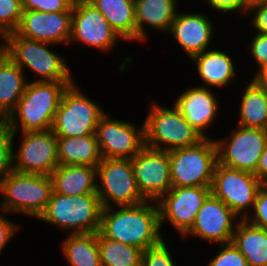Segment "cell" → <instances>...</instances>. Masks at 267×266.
Instances as JSON below:
<instances>
[{
  "mask_svg": "<svg viewBox=\"0 0 267 266\" xmlns=\"http://www.w3.org/2000/svg\"><path fill=\"white\" fill-rule=\"evenodd\" d=\"M102 209L99 232L111 240L143 251L163 240L156 201ZM119 208V209H118Z\"/></svg>",
  "mask_w": 267,
  "mask_h": 266,
  "instance_id": "obj_1",
  "label": "cell"
},
{
  "mask_svg": "<svg viewBox=\"0 0 267 266\" xmlns=\"http://www.w3.org/2000/svg\"><path fill=\"white\" fill-rule=\"evenodd\" d=\"M74 81H28L16 109L8 116L7 124L14 134L50 130L63 92Z\"/></svg>",
  "mask_w": 267,
  "mask_h": 266,
  "instance_id": "obj_2",
  "label": "cell"
},
{
  "mask_svg": "<svg viewBox=\"0 0 267 266\" xmlns=\"http://www.w3.org/2000/svg\"><path fill=\"white\" fill-rule=\"evenodd\" d=\"M51 176L12 170L0 181V208L35 218L46 209L53 193Z\"/></svg>",
  "mask_w": 267,
  "mask_h": 266,
  "instance_id": "obj_3",
  "label": "cell"
},
{
  "mask_svg": "<svg viewBox=\"0 0 267 266\" xmlns=\"http://www.w3.org/2000/svg\"><path fill=\"white\" fill-rule=\"evenodd\" d=\"M102 205L98 194L60 195L53 191L38 220L52 224L70 234L99 231Z\"/></svg>",
  "mask_w": 267,
  "mask_h": 266,
  "instance_id": "obj_4",
  "label": "cell"
},
{
  "mask_svg": "<svg viewBox=\"0 0 267 266\" xmlns=\"http://www.w3.org/2000/svg\"><path fill=\"white\" fill-rule=\"evenodd\" d=\"M150 105L143 122L146 147L171 151L196 145L203 139L175 105L172 109L154 101Z\"/></svg>",
  "mask_w": 267,
  "mask_h": 266,
  "instance_id": "obj_5",
  "label": "cell"
},
{
  "mask_svg": "<svg viewBox=\"0 0 267 266\" xmlns=\"http://www.w3.org/2000/svg\"><path fill=\"white\" fill-rule=\"evenodd\" d=\"M6 54L23 70L35 72V82L74 81L63 56L49 50L50 43L29 39L12 32L7 35Z\"/></svg>",
  "mask_w": 267,
  "mask_h": 266,
  "instance_id": "obj_6",
  "label": "cell"
},
{
  "mask_svg": "<svg viewBox=\"0 0 267 266\" xmlns=\"http://www.w3.org/2000/svg\"><path fill=\"white\" fill-rule=\"evenodd\" d=\"M169 153L172 187H211L218 163L213 138H203L196 145L178 148Z\"/></svg>",
  "mask_w": 267,
  "mask_h": 266,
  "instance_id": "obj_7",
  "label": "cell"
},
{
  "mask_svg": "<svg viewBox=\"0 0 267 266\" xmlns=\"http://www.w3.org/2000/svg\"><path fill=\"white\" fill-rule=\"evenodd\" d=\"M99 104L87 98L75 82L63 92L51 130L57 137L94 135L105 113Z\"/></svg>",
  "mask_w": 267,
  "mask_h": 266,
  "instance_id": "obj_8",
  "label": "cell"
},
{
  "mask_svg": "<svg viewBox=\"0 0 267 266\" xmlns=\"http://www.w3.org/2000/svg\"><path fill=\"white\" fill-rule=\"evenodd\" d=\"M97 179V194L103 208L146 201L138 190L131 159H102L97 166Z\"/></svg>",
  "mask_w": 267,
  "mask_h": 266,
  "instance_id": "obj_9",
  "label": "cell"
},
{
  "mask_svg": "<svg viewBox=\"0 0 267 266\" xmlns=\"http://www.w3.org/2000/svg\"><path fill=\"white\" fill-rule=\"evenodd\" d=\"M227 139L215 140L218 163L255 173L267 142V130L238 126Z\"/></svg>",
  "mask_w": 267,
  "mask_h": 266,
  "instance_id": "obj_10",
  "label": "cell"
},
{
  "mask_svg": "<svg viewBox=\"0 0 267 266\" xmlns=\"http://www.w3.org/2000/svg\"><path fill=\"white\" fill-rule=\"evenodd\" d=\"M263 183L254 173L231 169L216 164L211 185V193L228 206L240 219L254 206L255 198Z\"/></svg>",
  "mask_w": 267,
  "mask_h": 266,
  "instance_id": "obj_11",
  "label": "cell"
},
{
  "mask_svg": "<svg viewBox=\"0 0 267 266\" xmlns=\"http://www.w3.org/2000/svg\"><path fill=\"white\" fill-rule=\"evenodd\" d=\"M95 134L102 159H132L145 147L144 123L137 128L106 113L100 117Z\"/></svg>",
  "mask_w": 267,
  "mask_h": 266,
  "instance_id": "obj_12",
  "label": "cell"
},
{
  "mask_svg": "<svg viewBox=\"0 0 267 266\" xmlns=\"http://www.w3.org/2000/svg\"><path fill=\"white\" fill-rule=\"evenodd\" d=\"M22 141L13 153V170L50 176L59 166L57 136L53 131L21 132Z\"/></svg>",
  "mask_w": 267,
  "mask_h": 266,
  "instance_id": "obj_13",
  "label": "cell"
},
{
  "mask_svg": "<svg viewBox=\"0 0 267 266\" xmlns=\"http://www.w3.org/2000/svg\"><path fill=\"white\" fill-rule=\"evenodd\" d=\"M210 194L211 187H172L156 201L160 228L168 221L184 236L192 228L199 209Z\"/></svg>",
  "mask_w": 267,
  "mask_h": 266,
  "instance_id": "obj_14",
  "label": "cell"
},
{
  "mask_svg": "<svg viewBox=\"0 0 267 266\" xmlns=\"http://www.w3.org/2000/svg\"><path fill=\"white\" fill-rule=\"evenodd\" d=\"M131 163L138 190L146 200L157 201L172 188L168 151L145 146Z\"/></svg>",
  "mask_w": 267,
  "mask_h": 266,
  "instance_id": "obj_15",
  "label": "cell"
},
{
  "mask_svg": "<svg viewBox=\"0 0 267 266\" xmlns=\"http://www.w3.org/2000/svg\"><path fill=\"white\" fill-rule=\"evenodd\" d=\"M119 38L107 19L91 3L87 0L74 1L70 44L81 42L105 52L115 47Z\"/></svg>",
  "mask_w": 267,
  "mask_h": 266,
  "instance_id": "obj_16",
  "label": "cell"
},
{
  "mask_svg": "<svg viewBox=\"0 0 267 266\" xmlns=\"http://www.w3.org/2000/svg\"><path fill=\"white\" fill-rule=\"evenodd\" d=\"M237 218L228 206L211 193L199 209L192 228L183 237H198L215 244L230 243L239 222Z\"/></svg>",
  "mask_w": 267,
  "mask_h": 266,
  "instance_id": "obj_17",
  "label": "cell"
},
{
  "mask_svg": "<svg viewBox=\"0 0 267 266\" xmlns=\"http://www.w3.org/2000/svg\"><path fill=\"white\" fill-rule=\"evenodd\" d=\"M72 11L39 12L24 10L16 33L41 42L70 44Z\"/></svg>",
  "mask_w": 267,
  "mask_h": 266,
  "instance_id": "obj_18",
  "label": "cell"
},
{
  "mask_svg": "<svg viewBox=\"0 0 267 266\" xmlns=\"http://www.w3.org/2000/svg\"><path fill=\"white\" fill-rule=\"evenodd\" d=\"M214 32V23L207 15L178 11L169 30L190 59L209 49Z\"/></svg>",
  "mask_w": 267,
  "mask_h": 266,
  "instance_id": "obj_19",
  "label": "cell"
},
{
  "mask_svg": "<svg viewBox=\"0 0 267 266\" xmlns=\"http://www.w3.org/2000/svg\"><path fill=\"white\" fill-rule=\"evenodd\" d=\"M216 98L210 88L201 85L185 90L173 105L203 138H208L205 129L214 123L219 111Z\"/></svg>",
  "mask_w": 267,
  "mask_h": 266,
  "instance_id": "obj_20",
  "label": "cell"
},
{
  "mask_svg": "<svg viewBox=\"0 0 267 266\" xmlns=\"http://www.w3.org/2000/svg\"><path fill=\"white\" fill-rule=\"evenodd\" d=\"M177 0H135L136 41L144 42L148 31L145 25L156 31L169 32L177 14Z\"/></svg>",
  "mask_w": 267,
  "mask_h": 266,
  "instance_id": "obj_21",
  "label": "cell"
},
{
  "mask_svg": "<svg viewBox=\"0 0 267 266\" xmlns=\"http://www.w3.org/2000/svg\"><path fill=\"white\" fill-rule=\"evenodd\" d=\"M53 190L67 196L97 194V168L89 165H59L52 173Z\"/></svg>",
  "mask_w": 267,
  "mask_h": 266,
  "instance_id": "obj_22",
  "label": "cell"
},
{
  "mask_svg": "<svg viewBox=\"0 0 267 266\" xmlns=\"http://www.w3.org/2000/svg\"><path fill=\"white\" fill-rule=\"evenodd\" d=\"M196 65L203 87H227L235 78V65L227 53L211 49L190 59ZM206 85V86H205Z\"/></svg>",
  "mask_w": 267,
  "mask_h": 266,
  "instance_id": "obj_23",
  "label": "cell"
},
{
  "mask_svg": "<svg viewBox=\"0 0 267 266\" xmlns=\"http://www.w3.org/2000/svg\"><path fill=\"white\" fill-rule=\"evenodd\" d=\"M57 148L59 165H89L97 168L102 160L96 134L57 137Z\"/></svg>",
  "mask_w": 267,
  "mask_h": 266,
  "instance_id": "obj_24",
  "label": "cell"
},
{
  "mask_svg": "<svg viewBox=\"0 0 267 266\" xmlns=\"http://www.w3.org/2000/svg\"><path fill=\"white\" fill-rule=\"evenodd\" d=\"M248 266H267V230L239 219L231 241Z\"/></svg>",
  "mask_w": 267,
  "mask_h": 266,
  "instance_id": "obj_25",
  "label": "cell"
},
{
  "mask_svg": "<svg viewBox=\"0 0 267 266\" xmlns=\"http://www.w3.org/2000/svg\"><path fill=\"white\" fill-rule=\"evenodd\" d=\"M108 21L120 40L136 41L135 0H87Z\"/></svg>",
  "mask_w": 267,
  "mask_h": 266,
  "instance_id": "obj_26",
  "label": "cell"
},
{
  "mask_svg": "<svg viewBox=\"0 0 267 266\" xmlns=\"http://www.w3.org/2000/svg\"><path fill=\"white\" fill-rule=\"evenodd\" d=\"M27 83L24 70L7 54L0 59V112L6 118L16 109Z\"/></svg>",
  "mask_w": 267,
  "mask_h": 266,
  "instance_id": "obj_27",
  "label": "cell"
},
{
  "mask_svg": "<svg viewBox=\"0 0 267 266\" xmlns=\"http://www.w3.org/2000/svg\"><path fill=\"white\" fill-rule=\"evenodd\" d=\"M239 110V126L267 130V87L252 79L244 90Z\"/></svg>",
  "mask_w": 267,
  "mask_h": 266,
  "instance_id": "obj_28",
  "label": "cell"
},
{
  "mask_svg": "<svg viewBox=\"0 0 267 266\" xmlns=\"http://www.w3.org/2000/svg\"><path fill=\"white\" fill-rule=\"evenodd\" d=\"M61 249L71 266H101L97 232L69 234Z\"/></svg>",
  "mask_w": 267,
  "mask_h": 266,
  "instance_id": "obj_29",
  "label": "cell"
},
{
  "mask_svg": "<svg viewBox=\"0 0 267 266\" xmlns=\"http://www.w3.org/2000/svg\"><path fill=\"white\" fill-rule=\"evenodd\" d=\"M97 240L103 266H141L143 250L111 240L99 231Z\"/></svg>",
  "mask_w": 267,
  "mask_h": 266,
  "instance_id": "obj_30",
  "label": "cell"
},
{
  "mask_svg": "<svg viewBox=\"0 0 267 266\" xmlns=\"http://www.w3.org/2000/svg\"><path fill=\"white\" fill-rule=\"evenodd\" d=\"M23 11L22 0H0V30L6 35L15 32Z\"/></svg>",
  "mask_w": 267,
  "mask_h": 266,
  "instance_id": "obj_31",
  "label": "cell"
},
{
  "mask_svg": "<svg viewBox=\"0 0 267 266\" xmlns=\"http://www.w3.org/2000/svg\"><path fill=\"white\" fill-rule=\"evenodd\" d=\"M15 136L7 123L0 126V181L13 170Z\"/></svg>",
  "mask_w": 267,
  "mask_h": 266,
  "instance_id": "obj_32",
  "label": "cell"
},
{
  "mask_svg": "<svg viewBox=\"0 0 267 266\" xmlns=\"http://www.w3.org/2000/svg\"><path fill=\"white\" fill-rule=\"evenodd\" d=\"M165 240L143 251L141 266H176Z\"/></svg>",
  "mask_w": 267,
  "mask_h": 266,
  "instance_id": "obj_33",
  "label": "cell"
},
{
  "mask_svg": "<svg viewBox=\"0 0 267 266\" xmlns=\"http://www.w3.org/2000/svg\"><path fill=\"white\" fill-rule=\"evenodd\" d=\"M222 250L212 259L207 266H248L243 254L232 243L220 244Z\"/></svg>",
  "mask_w": 267,
  "mask_h": 266,
  "instance_id": "obj_34",
  "label": "cell"
},
{
  "mask_svg": "<svg viewBox=\"0 0 267 266\" xmlns=\"http://www.w3.org/2000/svg\"><path fill=\"white\" fill-rule=\"evenodd\" d=\"M75 0H22L23 10L39 12L72 11Z\"/></svg>",
  "mask_w": 267,
  "mask_h": 266,
  "instance_id": "obj_35",
  "label": "cell"
},
{
  "mask_svg": "<svg viewBox=\"0 0 267 266\" xmlns=\"http://www.w3.org/2000/svg\"><path fill=\"white\" fill-rule=\"evenodd\" d=\"M254 215H248L245 220L257 227L267 230V184H263L256 195L254 206Z\"/></svg>",
  "mask_w": 267,
  "mask_h": 266,
  "instance_id": "obj_36",
  "label": "cell"
},
{
  "mask_svg": "<svg viewBox=\"0 0 267 266\" xmlns=\"http://www.w3.org/2000/svg\"><path fill=\"white\" fill-rule=\"evenodd\" d=\"M249 53L254 58L258 69L267 63V34L258 33L250 43Z\"/></svg>",
  "mask_w": 267,
  "mask_h": 266,
  "instance_id": "obj_37",
  "label": "cell"
},
{
  "mask_svg": "<svg viewBox=\"0 0 267 266\" xmlns=\"http://www.w3.org/2000/svg\"><path fill=\"white\" fill-rule=\"evenodd\" d=\"M249 12H255L251 18V25L257 30L256 32L267 34V1L251 4Z\"/></svg>",
  "mask_w": 267,
  "mask_h": 266,
  "instance_id": "obj_38",
  "label": "cell"
},
{
  "mask_svg": "<svg viewBox=\"0 0 267 266\" xmlns=\"http://www.w3.org/2000/svg\"><path fill=\"white\" fill-rule=\"evenodd\" d=\"M208 5L216 10V12H235L242 11L246 14L249 10V4L247 0H207Z\"/></svg>",
  "mask_w": 267,
  "mask_h": 266,
  "instance_id": "obj_39",
  "label": "cell"
},
{
  "mask_svg": "<svg viewBox=\"0 0 267 266\" xmlns=\"http://www.w3.org/2000/svg\"><path fill=\"white\" fill-rule=\"evenodd\" d=\"M2 212L6 213L5 210L0 208V254L21 227L20 224H15L5 217Z\"/></svg>",
  "mask_w": 267,
  "mask_h": 266,
  "instance_id": "obj_40",
  "label": "cell"
},
{
  "mask_svg": "<svg viewBox=\"0 0 267 266\" xmlns=\"http://www.w3.org/2000/svg\"><path fill=\"white\" fill-rule=\"evenodd\" d=\"M254 174L263 184H267V142L260 157L257 170Z\"/></svg>",
  "mask_w": 267,
  "mask_h": 266,
  "instance_id": "obj_41",
  "label": "cell"
},
{
  "mask_svg": "<svg viewBox=\"0 0 267 266\" xmlns=\"http://www.w3.org/2000/svg\"><path fill=\"white\" fill-rule=\"evenodd\" d=\"M256 72L253 80L256 83L267 87V63L262 65Z\"/></svg>",
  "mask_w": 267,
  "mask_h": 266,
  "instance_id": "obj_42",
  "label": "cell"
},
{
  "mask_svg": "<svg viewBox=\"0 0 267 266\" xmlns=\"http://www.w3.org/2000/svg\"><path fill=\"white\" fill-rule=\"evenodd\" d=\"M0 41H3L2 44L0 42V59L3 58L5 55H6V48H7V44H6V41H7V35L4 34L1 30H0Z\"/></svg>",
  "mask_w": 267,
  "mask_h": 266,
  "instance_id": "obj_43",
  "label": "cell"
},
{
  "mask_svg": "<svg viewBox=\"0 0 267 266\" xmlns=\"http://www.w3.org/2000/svg\"><path fill=\"white\" fill-rule=\"evenodd\" d=\"M7 122V118L0 112V126Z\"/></svg>",
  "mask_w": 267,
  "mask_h": 266,
  "instance_id": "obj_44",
  "label": "cell"
},
{
  "mask_svg": "<svg viewBox=\"0 0 267 266\" xmlns=\"http://www.w3.org/2000/svg\"><path fill=\"white\" fill-rule=\"evenodd\" d=\"M263 1H267V0H247L249 5H251L253 3H257V2H263Z\"/></svg>",
  "mask_w": 267,
  "mask_h": 266,
  "instance_id": "obj_45",
  "label": "cell"
}]
</instances>
